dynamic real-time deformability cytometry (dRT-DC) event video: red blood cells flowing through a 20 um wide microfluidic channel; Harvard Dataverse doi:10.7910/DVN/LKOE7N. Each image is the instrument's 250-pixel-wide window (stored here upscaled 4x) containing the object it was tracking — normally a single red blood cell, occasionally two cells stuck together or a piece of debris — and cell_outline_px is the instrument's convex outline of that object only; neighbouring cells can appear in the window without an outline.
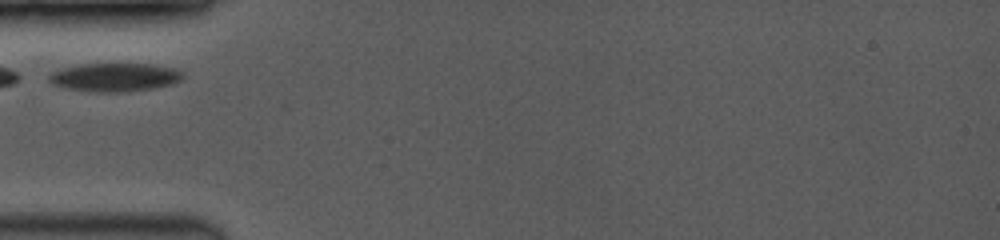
{"species": "common noctule bat (a hibernating species)", "species_latin": "Nyctalus noctula", "temperature_condition": "room temperature", "stored_images_in_passage": 20, "camera_frame_rate_fps": 3500, "um_per_image_px": 0.085, "animal": {"sex": "female", "body_mass_g": 19.0, "forearm_length_mm": 53.3}, "frame": {"image": 1, "passage_image": 1, "time_ms": 0.0, "image_size_px": [1000, 240], "cell_outline_px": [[184, 76], [180, 80], [172, 84], [152, 88], [120, 92], [100, 92], [68, 88], [52, 84], [48, 80], [48, 76], [52, 72], [60, 68], [80, 64], [152, 64], [176, 68], [184, 72]], "centroid_in_image_um": [9.77, 6.55], "position_along_channel_um": 75.2, "area_um2": 22.14}}
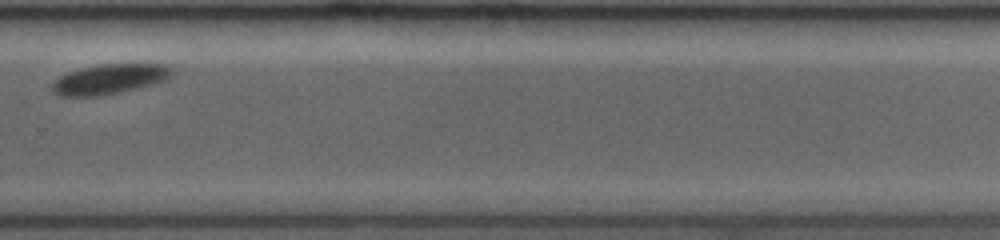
{"frame": {"image": 2, "passage_image": 15, "time_ms": 6.571, "image_size_px": [1000, 240], "cell_outline_px": [[172, 72], [164, 80], [152, 84], [120, 92], [96, 96], [60, 96], [52, 88], [52, 84], [60, 76], [68, 72], [80, 68], [100, 64], [164, 64], [172, 68]], "centroid_in_image_um": [9.29, 6.71], "position_along_channel_um": 320.5, "area_um2": 20.52}}
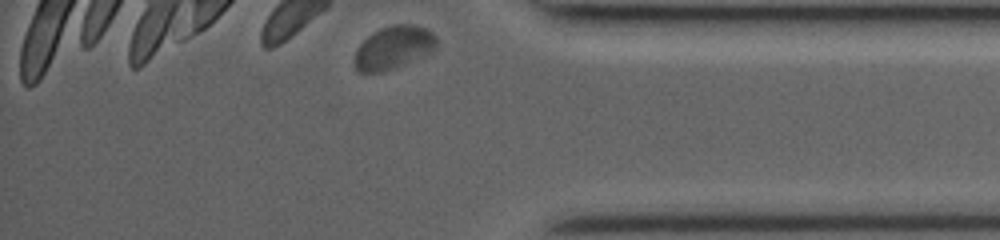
{"frame": {"image": 3, "passage_image": 20, "time_ms": 8.857, "image_size_px": [1000, 240], "cell_outline_px": [[436, 48], [432, 52], [424, 56], [396, 68], [380, 72], [360, 72], [356, 68], [356, 48], [372, 32], [380, 28], [392, 24], [412, 24], [424, 28], [432, 32], [436, 36]], "centroid_in_image_um": [33.48, 4.03], "position_along_channel_um": 401.7, "area_um2": 20.58}}